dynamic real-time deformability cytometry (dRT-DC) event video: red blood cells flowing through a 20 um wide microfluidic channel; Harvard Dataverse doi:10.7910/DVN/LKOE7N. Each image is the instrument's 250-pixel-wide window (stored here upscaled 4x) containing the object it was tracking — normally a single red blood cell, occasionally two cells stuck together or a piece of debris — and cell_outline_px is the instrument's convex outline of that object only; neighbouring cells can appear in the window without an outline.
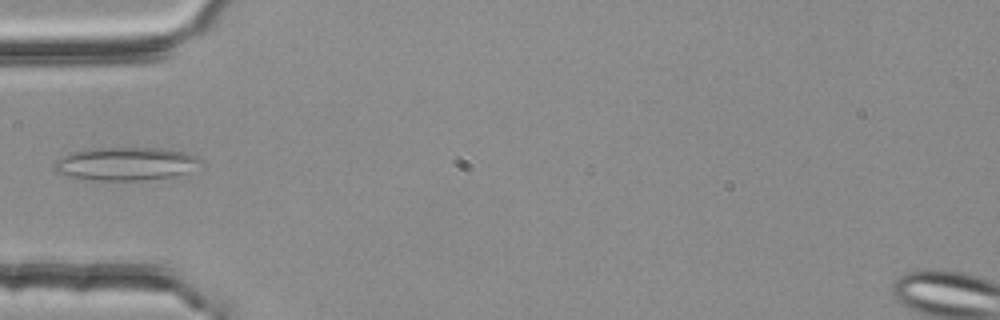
{"species": "common noctule bat (a hibernating species)", "species_latin": "Nyctalus noctula", "temperature_condition": "room temperature", "stored_images_in_passage": 5, "camera_frame_rate_fps": 3000, "um_per_image_px": 0.085, "animal": {"sex": "female", "body_mass_g": 25.1}, "frame": {"image": 1, "passage_image": 5, "time_ms": 1.333, "image_size_px": [1000, 320], "cell_outline_px": [[204, 160], [188, 172], [172, 176], [140, 180], [92, 180], [72, 176], [56, 172], [56, 160], [60, 156], [68, 152], [84, 148], [160, 148], [184, 152], [196, 156]], "centroid_in_image_um": [10.66, 13.9], "position_along_channel_um": 74.3, "area_um2": 28.15}}